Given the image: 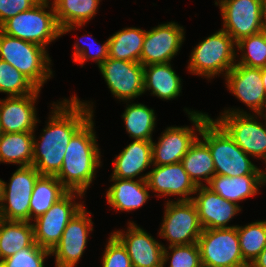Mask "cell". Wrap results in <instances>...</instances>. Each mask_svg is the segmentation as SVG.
<instances>
[{
	"label": "cell",
	"instance_id": "obj_44",
	"mask_svg": "<svg viewBox=\"0 0 266 267\" xmlns=\"http://www.w3.org/2000/svg\"><path fill=\"white\" fill-rule=\"evenodd\" d=\"M261 74H262V82H263L264 90L266 93V66L261 68Z\"/></svg>",
	"mask_w": 266,
	"mask_h": 267
},
{
	"label": "cell",
	"instance_id": "obj_29",
	"mask_svg": "<svg viewBox=\"0 0 266 267\" xmlns=\"http://www.w3.org/2000/svg\"><path fill=\"white\" fill-rule=\"evenodd\" d=\"M181 163L189 178L196 186L203 185V180L208 184L215 175V167L208 145L197 138L187 153L183 156Z\"/></svg>",
	"mask_w": 266,
	"mask_h": 267
},
{
	"label": "cell",
	"instance_id": "obj_31",
	"mask_svg": "<svg viewBox=\"0 0 266 267\" xmlns=\"http://www.w3.org/2000/svg\"><path fill=\"white\" fill-rule=\"evenodd\" d=\"M34 133H2L0 137V162L19 164V166L32 165Z\"/></svg>",
	"mask_w": 266,
	"mask_h": 267
},
{
	"label": "cell",
	"instance_id": "obj_3",
	"mask_svg": "<svg viewBox=\"0 0 266 267\" xmlns=\"http://www.w3.org/2000/svg\"><path fill=\"white\" fill-rule=\"evenodd\" d=\"M208 145L213 158L215 175L239 177L243 175H262L247 155L212 118H209L198 135ZM249 156V157H248Z\"/></svg>",
	"mask_w": 266,
	"mask_h": 267
},
{
	"label": "cell",
	"instance_id": "obj_25",
	"mask_svg": "<svg viewBox=\"0 0 266 267\" xmlns=\"http://www.w3.org/2000/svg\"><path fill=\"white\" fill-rule=\"evenodd\" d=\"M52 4L61 35H64L93 19L100 0H54Z\"/></svg>",
	"mask_w": 266,
	"mask_h": 267
},
{
	"label": "cell",
	"instance_id": "obj_45",
	"mask_svg": "<svg viewBox=\"0 0 266 267\" xmlns=\"http://www.w3.org/2000/svg\"><path fill=\"white\" fill-rule=\"evenodd\" d=\"M2 197H3V180L0 179V209L2 206Z\"/></svg>",
	"mask_w": 266,
	"mask_h": 267
},
{
	"label": "cell",
	"instance_id": "obj_5",
	"mask_svg": "<svg viewBox=\"0 0 266 267\" xmlns=\"http://www.w3.org/2000/svg\"><path fill=\"white\" fill-rule=\"evenodd\" d=\"M0 59L25 75L38 89L53 76L51 59L43 46L0 31Z\"/></svg>",
	"mask_w": 266,
	"mask_h": 267
},
{
	"label": "cell",
	"instance_id": "obj_13",
	"mask_svg": "<svg viewBox=\"0 0 266 267\" xmlns=\"http://www.w3.org/2000/svg\"><path fill=\"white\" fill-rule=\"evenodd\" d=\"M99 69L115 98L130 102L144 94V66L141 63L108 57Z\"/></svg>",
	"mask_w": 266,
	"mask_h": 267
},
{
	"label": "cell",
	"instance_id": "obj_24",
	"mask_svg": "<svg viewBox=\"0 0 266 267\" xmlns=\"http://www.w3.org/2000/svg\"><path fill=\"white\" fill-rule=\"evenodd\" d=\"M261 186H263L262 175H243L239 177L214 175L207 187L225 200L239 205V201L259 193L258 190Z\"/></svg>",
	"mask_w": 266,
	"mask_h": 267
},
{
	"label": "cell",
	"instance_id": "obj_30",
	"mask_svg": "<svg viewBox=\"0 0 266 267\" xmlns=\"http://www.w3.org/2000/svg\"><path fill=\"white\" fill-rule=\"evenodd\" d=\"M68 190L56 176L40 175L30 201V222L45 214Z\"/></svg>",
	"mask_w": 266,
	"mask_h": 267
},
{
	"label": "cell",
	"instance_id": "obj_11",
	"mask_svg": "<svg viewBox=\"0 0 266 267\" xmlns=\"http://www.w3.org/2000/svg\"><path fill=\"white\" fill-rule=\"evenodd\" d=\"M83 195L68 191L45 214L33 220L34 240L38 246L52 251L60 242L67 224L84 207L82 203L74 201Z\"/></svg>",
	"mask_w": 266,
	"mask_h": 267
},
{
	"label": "cell",
	"instance_id": "obj_39",
	"mask_svg": "<svg viewBox=\"0 0 266 267\" xmlns=\"http://www.w3.org/2000/svg\"><path fill=\"white\" fill-rule=\"evenodd\" d=\"M105 247L102 267H133L125 247L112 233Z\"/></svg>",
	"mask_w": 266,
	"mask_h": 267
},
{
	"label": "cell",
	"instance_id": "obj_35",
	"mask_svg": "<svg viewBox=\"0 0 266 267\" xmlns=\"http://www.w3.org/2000/svg\"><path fill=\"white\" fill-rule=\"evenodd\" d=\"M38 88L20 71L0 59V93L7 97L24 96L34 93Z\"/></svg>",
	"mask_w": 266,
	"mask_h": 267
},
{
	"label": "cell",
	"instance_id": "obj_20",
	"mask_svg": "<svg viewBox=\"0 0 266 267\" xmlns=\"http://www.w3.org/2000/svg\"><path fill=\"white\" fill-rule=\"evenodd\" d=\"M227 89L255 114L266 102L261 68L235 64L225 75Z\"/></svg>",
	"mask_w": 266,
	"mask_h": 267
},
{
	"label": "cell",
	"instance_id": "obj_40",
	"mask_svg": "<svg viewBox=\"0 0 266 267\" xmlns=\"http://www.w3.org/2000/svg\"><path fill=\"white\" fill-rule=\"evenodd\" d=\"M40 0H0V26L23 11L29 10Z\"/></svg>",
	"mask_w": 266,
	"mask_h": 267
},
{
	"label": "cell",
	"instance_id": "obj_8",
	"mask_svg": "<svg viewBox=\"0 0 266 267\" xmlns=\"http://www.w3.org/2000/svg\"><path fill=\"white\" fill-rule=\"evenodd\" d=\"M221 115L215 121L233 141L247 155L266 162V126L256 120L258 116L238 108L225 110Z\"/></svg>",
	"mask_w": 266,
	"mask_h": 267
},
{
	"label": "cell",
	"instance_id": "obj_12",
	"mask_svg": "<svg viewBox=\"0 0 266 267\" xmlns=\"http://www.w3.org/2000/svg\"><path fill=\"white\" fill-rule=\"evenodd\" d=\"M41 174L33 165L19 166L9 183L3 180L0 218L30 222V201L33 187Z\"/></svg>",
	"mask_w": 266,
	"mask_h": 267
},
{
	"label": "cell",
	"instance_id": "obj_16",
	"mask_svg": "<svg viewBox=\"0 0 266 267\" xmlns=\"http://www.w3.org/2000/svg\"><path fill=\"white\" fill-rule=\"evenodd\" d=\"M85 206L67 224L60 242L52 249L56 267H76L85 252L93 221Z\"/></svg>",
	"mask_w": 266,
	"mask_h": 267
},
{
	"label": "cell",
	"instance_id": "obj_41",
	"mask_svg": "<svg viewBox=\"0 0 266 267\" xmlns=\"http://www.w3.org/2000/svg\"><path fill=\"white\" fill-rule=\"evenodd\" d=\"M249 267H266V248L258 255Z\"/></svg>",
	"mask_w": 266,
	"mask_h": 267
},
{
	"label": "cell",
	"instance_id": "obj_27",
	"mask_svg": "<svg viewBox=\"0 0 266 267\" xmlns=\"http://www.w3.org/2000/svg\"><path fill=\"white\" fill-rule=\"evenodd\" d=\"M35 244L33 224L0 218V261Z\"/></svg>",
	"mask_w": 266,
	"mask_h": 267
},
{
	"label": "cell",
	"instance_id": "obj_10",
	"mask_svg": "<svg viewBox=\"0 0 266 267\" xmlns=\"http://www.w3.org/2000/svg\"><path fill=\"white\" fill-rule=\"evenodd\" d=\"M163 217L159 236L169 241V247L197 243L203 228L192 200H168Z\"/></svg>",
	"mask_w": 266,
	"mask_h": 267
},
{
	"label": "cell",
	"instance_id": "obj_19",
	"mask_svg": "<svg viewBox=\"0 0 266 267\" xmlns=\"http://www.w3.org/2000/svg\"><path fill=\"white\" fill-rule=\"evenodd\" d=\"M195 194L197 197H193L192 202L196 206L199 221L203 229L235 227L227 226V224L241 211L239 205L225 200L206 185L197 186Z\"/></svg>",
	"mask_w": 266,
	"mask_h": 267
},
{
	"label": "cell",
	"instance_id": "obj_2",
	"mask_svg": "<svg viewBox=\"0 0 266 267\" xmlns=\"http://www.w3.org/2000/svg\"><path fill=\"white\" fill-rule=\"evenodd\" d=\"M93 116L72 136L57 179L68 191L85 194L101 166Z\"/></svg>",
	"mask_w": 266,
	"mask_h": 267
},
{
	"label": "cell",
	"instance_id": "obj_7",
	"mask_svg": "<svg viewBox=\"0 0 266 267\" xmlns=\"http://www.w3.org/2000/svg\"><path fill=\"white\" fill-rule=\"evenodd\" d=\"M236 226L202 230L197 240L202 267H249L240 251Z\"/></svg>",
	"mask_w": 266,
	"mask_h": 267
},
{
	"label": "cell",
	"instance_id": "obj_17",
	"mask_svg": "<svg viewBox=\"0 0 266 267\" xmlns=\"http://www.w3.org/2000/svg\"><path fill=\"white\" fill-rule=\"evenodd\" d=\"M128 224L127 232L118 230L112 234L125 247L132 266L163 267V251L165 246L156 241L134 222H128Z\"/></svg>",
	"mask_w": 266,
	"mask_h": 267
},
{
	"label": "cell",
	"instance_id": "obj_34",
	"mask_svg": "<svg viewBox=\"0 0 266 267\" xmlns=\"http://www.w3.org/2000/svg\"><path fill=\"white\" fill-rule=\"evenodd\" d=\"M237 51H242L237 64L250 68L266 66V31L250 35L236 42Z\"/></svg>",
	"mask_w": 266,
	"mask_h": 267
},
{
	"label": "cell",
	"instance_id": "obj_22",
	"mask_svg": "<svg viewBox=\"0 0 266 267\" xmlns=\"http://www.w3.org/2000/svg\"><path fill=\"white\" fill-rule=\"evenodd\" d=\"M147 174L139 179L111 178L114 183L106 191L107 203L119 211H132L147 202L150 197L149 187L146 182Z\"/></svg>",
	"mask_w": 266,
	"mask_h": 267
},
{
	"label": "cell",
	"instance_id": "obj_32",
	"mask_svg": "<svg viewBox=\"0 0 266 267\" xmlns=\"http://www.w3.org/2000/svg\"><path fill=\"white\" fill-rule=\"evenodd\" d=\"M121 116L131 138L152 141V132L156 124V115L152 108L141 103H130Z\"/></svg>",
	"mask_w": 266,
	"mask_h": 267
},
{
	"label": "cell",
	"instance_id": "obj_23",
	"mask_svg": "<svg viewBox=\"0 0 266 267\" xmlns=\"http://www.w3.org/2000/svg\"><path fill=\"white\" fill-rule=\"evenodd\" d=\"M152 141L134 139L115 156L112 178L133 179L152 166Z\"/></svg>",
	"mask_w": 266,
	"mask_h": 267
},
{
	"label": "cell",
	"instance_id": "obj_37",
	"mask_svg": "<svg viewBox=\"0 0 266 267\" xmlns=\"http://www.w3.org/2000/svg\"><path fill=\"white\" fill-rule=\"evenodd\" d=\"M48 256H51V251L35 243L0 261V267H45L44 262Z\"/></svg>",
	"mask_w": 266,
	"mask_h": 267
},
{
	"label": "cell",
	"instance_id": "obj_9",
	"mask_svg": "<svg viewBox=\"0 0 266 267\" xmlns=\"http://www.w3.org/2000/svg\"><path fill=\"white\" fill-rule=\"evenodd\" d=\"M185 111L194 127H167L157 143L152 140V165L162 166L181 162L183 156L198 138L196 132H200L203 124L210 118L208 114L195 110L189 111L185 108Z\"/></svg>",
	"mask_w": 266,
	"mask_h": 267
},
{
	"label": "cell",
	"instance_id": "obj_6",
	"mask_svg": "<svg viewBox=\"0 0 266 267\" xmlns=\"http://www.w3.org/2000/svg\"><path fill=\"white\" fill-rule=\"evenodd\" d=\"M234 46H236V42L233 38L221 29L194 47L187 69L191 74L208 79L217 74L218 76L223 74L225 77L236 64L237 54Z\"/></svg>",
	"mask_w": 266,
	"mask_h": 267
},
{
	"label": "cell",
	"instance_id": "obj_38",
	"mask_svg": "<svg viewBox=\"0 0 266 267\" xmlns=\"http://www.w3.org/2000/svg\"><path fill=\"white\" fill-rule=\"evenodd\" d=\"M85 37L86 38L90 37L92 39L91 35L90 36L85 35L84 37L82 36V38H80V39L83 40V38H85ZM82 40H79L74 45L75 51L73 52L74 53L73 54V57H74L73 62H76V63L78 62L83 67V64L86 60L92 59L93 61H95V63H97V65L99 67L104 62V60L108 58V39L102 45H100L99 42H95L96 40H94V39H92L93 40L92 44H90V42L87 44L84 42V44L81 45V44H79V42L80 41L82 42ZM93 44L97 45V47H98L95 53H93L95 51L93 49V46H94ZM98 44H99V46H98ZM79 45H81V46H79Z\"/></svg>",
	"mask_w": 266,
	"mask_h": 267
},
{
	"label": "cell",
	"instance_id": "obj_46",
	"mask_svg": "<svg viewBox=\"0 0 266 267\" xmlns=\"http://www.w3.org/2000/svg\"><path fill=\"white\" fill-rule=\"evenodd\" d=\"M262 178H263V185H265L266 184V171H262Z\"/></svg>",
	"mask_w": 266,
	"mask_h": 267
},
{
	"label": "cell",
	"instance_id": "obj_4",
	"mask_svg": "<svg viewBox=\"0 0 266 267\" xmlns=\"http://www.w3.org/2000/svg\"><path fill=\"white\" fill-rule=\"evenodd\" d=\"M40 0L29 10L18 13L0 26V31L8 36L19 38L46 48L61 35L53 4ZM49 9L48 12L45 9Z\"/></svg>",
	"mask_w": 266,
	"mask_h": 267
},
{
	"label": "cell",
	"instance_id": "obj_33",
	"mask_svg": "<svg viewBox=\"0 0 266 267\" xmlns=\"http://www.w3.org/2000/svg\"><path fill=\"white\" fill-rule=\"evenodd\" d=\"M236 227L242 257L250 266L266 248V220Z\"/></svg>",
	"mask_w": 266,
	"mask_h": 267
},
{
	"label": "cell",
	"instance_id": "obj_18",
	"mask_svg": "<svg viewBox=\"0 0 266 267\" xmlns=\"http://www.w3.org/2000/svg\"><path fill=\"white\" fill-rule=\"evenodd\" d=\"M40 89L24 96L0 99V127L2 133L34 132L37 122L35 108Z\"/></svg>",
	"mask_w": 266,
	"mask_h": 267
},
{
	"label": "cell",
	"instance_id": "obj_36",
	"mask_svg": "<svg viewBox=\"0 0 266 267\" xmlns=\"http://www.w3.org/2000/svg\"><path fill=\"white\" fill-rule=\"evenodd\" d=\"M172 251L169 252V250ZM164 247L163 265L170 259L169 267H202L197 243ZM171 253V254H170Z\"/></svg>",
	"mask_w": 266,
	"mask_h": 267
},
{
	"label": "cell",
	"instance_id": "obj_26",
	"mask_svg": "<svg viewBox=\"0 0 266 267\" xmlns=\"http://www.w3.org/2000/svg\"><path fill=\"white\" fill-rule=\"evenodd\" d=\"M181 80L170 62L144 66V92L151 90V95L160 99L178 97L182 90Z\"/></svg>",
	"mask_w": 266,
	"mask_h": 267
},
{
	"label": "cell",
	"instance_id": "obj_28",
	"mask_svg": "<svg viewBox=\"0 0 266 267\" xmlns=\"http://www.w3.org/2000/svg\"><path fill=\"white\" fill-rule=\"evenodd\" d=\"M146 30L123 28L108 38V57L140 63Z\"/></svg>",
	"mask_w": 266,
	"mask_h": 267
},
{
	"label": "cell",
	"instance_id": "obj_15",
	"mask_svg": "<svg viewBox=\"0 0 266 267\" xmlns=\"http://www.w3.org/2000/svg\"><path fill=\"white\" fill-rule=\"evenodd\" d=\"M184 40V28L175 22L160 24L146 31L140 63L146 66L171 62Z\"/></svg>",
	"mask_w": 266,
	"mask_h": 267
},
{
	"label": "cell",
	"instance_id": "obj_1",
	"mask_svg": "<svg viewBox=\"0 0 266 267\" xmlns=\"http://www.w3.org/2000/svg\"><path fill=\"white\" fill-rule=\"evenodd\" d=\"M52 107L40 140L33 135L32 165L41 175L48 176L60 172L72 136L94 115L92 103L82 102L75 95L57 104L54 102Z\"/></svg>",
	"mask_w": 266,
	"mask_h": 267
},
{
	"label": "cell",
	"instance_id": "obj_43",
	"mask_svg": "<svg viewBox=\"0 0 266 267\" xmlns=\"http://www.w3.org/2000/svg\"><path fill=\"white\" fill-rule=\"evenodd\" d=\"M264 110H265V112H266V102H265V104L262 106V108L256 113L260 118L261 117H264L265 118V120H266V114L264 113ZM265 124V126H266V121L264 122Z\"/></svg>",
	"mask_w": 266,
	"mask_h": 267
},
{
	"label": "cell",
	"instance_id": "obj_14",
	"mask_svg": "<svg viewBox=\"0 0 266 267\" xmlns=\"http://www.w3.org/2000/svg\"><path fill=\"white\" fill-rule=\"evenodd\" d=\"M218 1V2H217ZM223 20L222 30L235 42L263 31L260 0H217Z\"/></svg>",
	"mask_w": 266,
	"mask_h": 267
},
{
	"label": "cell",
	"instance_id": "obj_21",
	"mask_svg": "<svg viewBox=\"0 0 266 267\" xmlns=\"http://www.w3.org/2000/svg\"><path fill=\"white\" fill-rule=\"evenodd\" d=\"M146 173V182L158 197L181 196L177 200H192L197 186L189 178L181 162L169 165L156 166Z\"/></svg>",
	"mask_w": 266,
	"mask_h": 267
},
{
	"label": "cell",
	"instance_id": "obj_42",
	"mask_svg": "<svg viewBox=\"0 0 266 267\" xmlns=\"http://www.w3.org/2000/svg\"><path fill=\"white\" fill-rule=\"evenodd\" d=\"M261 3V20L263 30L266 31V0H260Z\"/></svg>",
	"mask_w": 266,
	"mask_h": 267
}]
</instances>
